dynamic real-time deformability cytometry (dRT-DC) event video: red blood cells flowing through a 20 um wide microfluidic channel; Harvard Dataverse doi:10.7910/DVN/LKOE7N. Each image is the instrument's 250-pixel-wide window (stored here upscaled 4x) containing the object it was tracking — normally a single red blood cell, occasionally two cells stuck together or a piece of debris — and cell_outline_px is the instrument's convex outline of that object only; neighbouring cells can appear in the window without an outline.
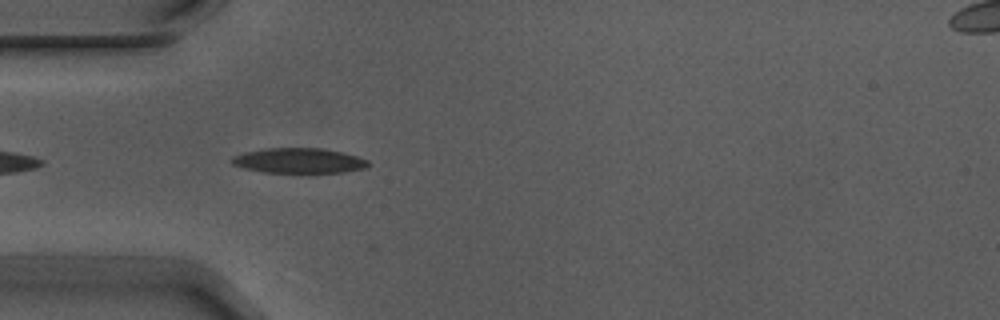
{"species": "Egyptian fruit bat (a non-hibernating species)", "species_latin": "Rousettus aegyptiacus", "temperature_condition": "warm", "stored_images_in_passage": 6, "camera_frame_rate_fps": 3000, "um_per_image_px": 0.085, "animal": {"sex": "male"}, "frame": {"image": 1, "passage_image": 5, "time_ms": 1.333, "image_size_px": [1000, 320], "cell_outline_px": [[372, 164], [368, 168], [344, 172], [264, 172], [244, 168], [232, 164], [228, 160], [232, 156], [244, 152], [264, 148], [320, 148], [344, 152], [368, 160]], "centroid_in_image_um": [25.42, 13.65], "position_along_channel_um": 59.6, "area_um2": 20.11}}